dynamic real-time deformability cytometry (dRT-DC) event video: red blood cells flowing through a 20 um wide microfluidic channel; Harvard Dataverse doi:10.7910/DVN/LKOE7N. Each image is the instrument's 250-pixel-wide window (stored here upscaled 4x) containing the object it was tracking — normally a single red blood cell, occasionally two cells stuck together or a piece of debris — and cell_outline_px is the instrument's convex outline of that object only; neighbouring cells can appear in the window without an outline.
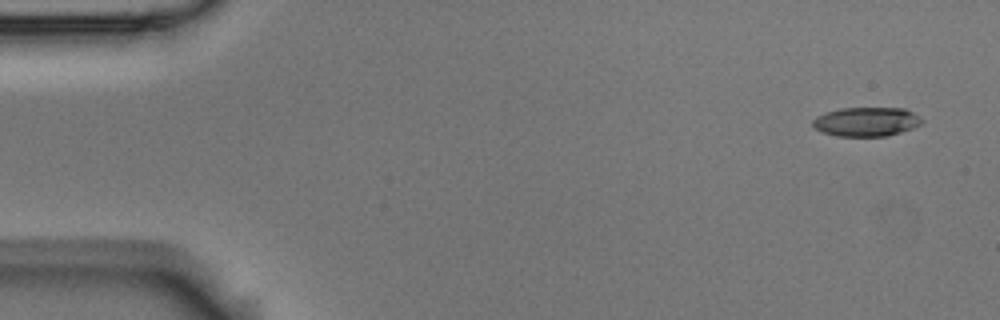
{"species": "Egyptian fruit bat (a non-hibernating species)", "species_latin": "Rousettus aegyptiacus", "temperature_condition": "room temperature", "stored_images_in_passage": 4, "camera_frame_rate_fps": 3000, "um_per_image_px": 0.085, "animal": {"sex": "male"}, "frame": {"image": 1, "passage_image": 1, "time_ms": 0.0, "image_size_px": [1000, 320], "cell_outline_px": [[924, 120], [920, 124], [912, 128], [888, 136], [836, 136], [820, 132], [812, 124], [812, 120], [816, 116], [840, 108], [904, 108], [912, 112]], "centroid_in_image_um": [73.62, 10.35], "position_along_channel_um": 11.4, "area_um2": 18.5}}
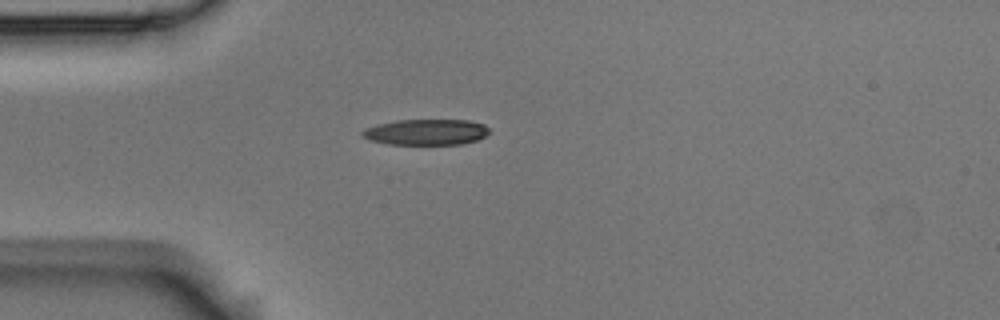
{"frame": {"image": 2, "passage_image": 4, "time_ms": 1.0, "image_size_px": [1000, 320], "cell_outline_px": [[492, 132], [476, 140], [460, 144], [388, 144], [368, 140], [360, 136], [360, 132], [364, 128], [376, 124], [396, 120], [468, 120], [484, 124]], "centroid_in_image_um": [36.17, 11.22], "position_along_channel_um": 48.8, "area_um2": 19.31}}